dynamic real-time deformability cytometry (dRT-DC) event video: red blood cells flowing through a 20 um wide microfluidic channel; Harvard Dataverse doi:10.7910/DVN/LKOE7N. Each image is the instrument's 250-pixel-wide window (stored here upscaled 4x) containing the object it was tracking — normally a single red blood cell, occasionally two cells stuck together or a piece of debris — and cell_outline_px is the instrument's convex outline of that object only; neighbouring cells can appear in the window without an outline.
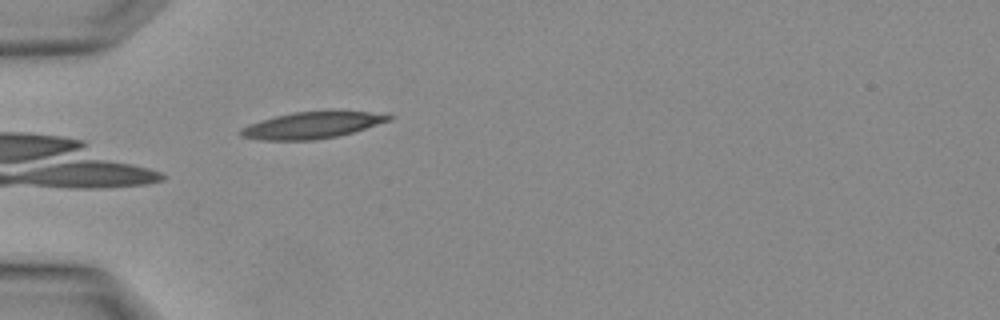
{"species": "Egyptian fruit bat (a non-hibernating species)", "species_latin": "Rousettus aegyptiacus", "temperature_condition": "warm", "stored_images_in_passage": 3, "camera_frame_rate_fps": 3000, "um_per_image_px": 0.085, "animal": {"sex": "female"}, "frame": {"image": 1, "passage_image": 3, "time_ms": 0.667, "image_size_px": [1000, 320], "cell_outline_px": [[392, 120], [352, 132], [336, 136], [312, 140], [260, 140], [240, 136], [240, 132], [248, 124], [260, 120], [276, 116], [296, 112], [368, 112], [392, 116]], "centroid_in_image_um": [26.47, 10.66], "position_along_channel_um": 58.5, "area_um2": 22.25}}